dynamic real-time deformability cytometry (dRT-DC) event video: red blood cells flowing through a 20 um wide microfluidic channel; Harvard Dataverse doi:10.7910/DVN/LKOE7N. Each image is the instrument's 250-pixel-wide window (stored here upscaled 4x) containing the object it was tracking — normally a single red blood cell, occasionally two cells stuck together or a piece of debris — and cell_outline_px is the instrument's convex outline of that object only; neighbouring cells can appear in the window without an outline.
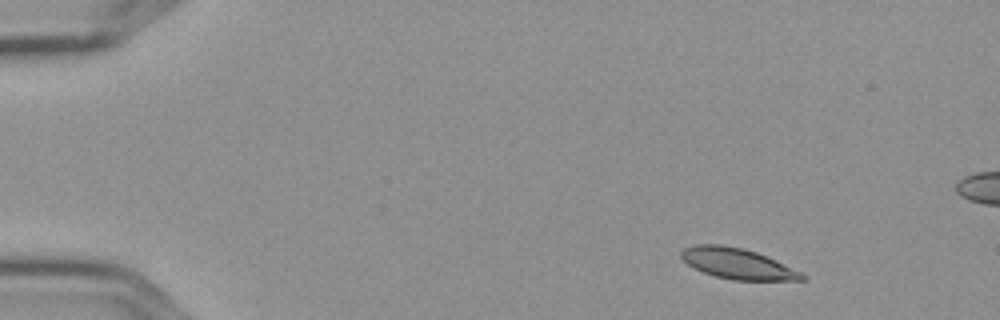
{"species": "Egyptian fruit bat (a non-hibernating species)", "species_latin": "Rousettus aegyptiacus", "temperature_condition": "cold", "stored_images_in_passage": 5, "camera_frame_rate_fps": 3000, "um_per_image_px": 0.085, "frame": {"image": 1, "passage_image": 1, "time_ms": 0.0, "image_size_px": [1000, 320], "cell_outline_px": [[808, 276], [804, 280], [732, 280], [716, 276], [704, 272], [688, 264], [680, 256], [680, 252], [684, 248], [696, 244], [720, 244], [744, 248], [756, 252], [800, 272]], "centroid_in_image_um": [62.66, 22.4], "position_along_channel_um": 22.3, "area_um2": 21.27}}
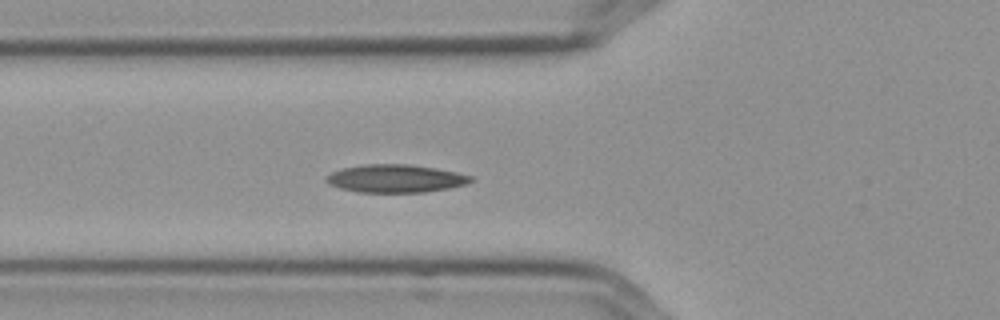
{"frame": {"image": 2, "passage_image": 5, "time_ms": 1.333, "image_size_px": [1000, 320], "cell_outline_px": [[476, 180], [468, 184], [448, 188], [424, 192], [356, 192], [340, 188], [328, 184], [324, 180], [332, 172], [344, 168], [364, 164], [408, 164], [436, 168], [456, 172], [472, 176]], "centroid_in_image_um": [33.65, 15.17], "position_along_channel_um": 92.2, "area_um2": 23.58}}